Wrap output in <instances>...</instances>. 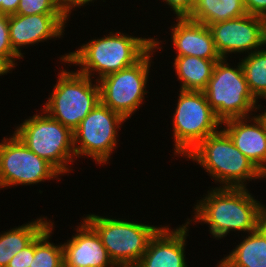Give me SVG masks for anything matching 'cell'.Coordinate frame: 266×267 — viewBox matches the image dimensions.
<instances>
[{"instance_id":"obj_31","label":"cell","mask_w":266,"mask_h":267,"mask_svg":"<svg viewBox=\"0 0 266 267\" xmlns=\"http://www.w3.org/2000/svg\"><path fill=\"white\" fill-rule=\"evenodd\" d=\"M9 73L11 72L0 62V76L2 77L3 75L4 77V75H7Z\"/></svg>"},{"instance_id":"obj_7","label":"cell","mask_w":266,"mask_h":267,"mask_svg":"<svg viewBox=\"0 0 266 267\" xmlns=\"http://www.w3.org/2000/svg\"><path fill=\"white\" fill-rule=\"evenodd\" d=\"M60 69L48 99L40 107L73 132L100 102V88L98 81L76 69Z\"/></svg>"},{"instance_id":"obj_5","label":"cell","mask_w":266,"mask_h":267,"mask_svg":"<svg viewBox=\"0 0 266 267\" xmlns=\"http://www.w3.org/2000/svg\"><path fill=\"white\" fill-rule=\"evenodd\" d=\"M22 123L14 125V133L36 155L50 163L62 176L73 173L76 161L73 132L40 108ZM74 162V163H73Z\"/></svg>"},{"instance_id":"obj_2","label":"cell","mask_w":266,"mask_h":267,"mask_svg":"<svg viewBox=\"0 0 266 267\" xmlns=\"http://www.w3.org/2000/svg\"><path fill=\"white\" fill-rule=\"evenodd\" d=\"M145 37L112 29L109 34L92 38L75 51L60 55L59 61L65 67L78 66L79 73L98 81L138 62L153 47V37Z\"/></svg>"},{"instance_id":"obj_9","label":"cell","mask_w":266,"mask_h":267,"mask_svg":"<svg viewBox=\"0 0 266 267\" xmlns=\"http://www.w3.org/2000/svg\"><path fill=\"white\" fill-rule=\"evenodd\" d=\"M170 125L173 132V154L184 157L201 141L221 128V121L207 102L204 91H178Z\"/></svg>"},{"instance_id":"obj_16","label":"cell","mask_w":266,"mask_h":267,"mask_svg":"<svg viewBox=\"0 0 266 267\" xmlns=\"http://www.w3.org/2000/svg\"><path fill=\"white\" fill-rule=\"evenodd\" d=\"M77 224L62 244L65 267H117L96 231L83 218Z\"/></svg>"},{"instance_id":"obj_13","label":"cell","mask_w":266,"mask_h":267,"mask_svg":"<svg viewBox=\"0 0 266 267\" xmlns=\"http://www.w3.org/2000/svg\"><path fill=\"white\" fill-rule=\"evenodd\" d=\"M72 14L9 15L10 42L13 51L23 60V49L49 40L64 38ZM62 37V38H61ZM58 38V39H57ZM36 44V45H35Z\"/></svg>"},{"instance_id":"obj_19","label":"cell","mask_w":266,"mask_h":267,"mask_svg":"<svg viewBox=\"0 0 266 267\" xmlns=\"http://www.w3.org/2000/svg\"><path fill=\"white\" fill-rule=\"evenodd\" d=\"M51 219L40 216L21 226L0 232V267H7L18 252L29 245L49 224Z\"/></svg>"},{"instance_id":"obj_20","label":"cell","mask_w":266,"mask_h":267,"mask_svg":"<svg viewBox=\"0 0 266 267\" xmlns=\"http://www.w3.org/2000/svg\"><path fill=\"white\" fill-rule=\"evenodd\" d=\"M172 66L179 82V90L204 91L219 60H206L195 56H174Z\"/></svg>"},{"instance_id":"obj_30","label":"cell","mask_w":266,"mask_h":267,"mask_svg":"<svg viewBox=\"0 0 266 267\" xmlns=\"http://www.w3.org/2000/svg\"><path fill=\"white\" fill-rule=\"evenodd\" d=\"M20 0H0V13L12 15L17 12Z\"/></svg>"},{"instance_id":"obj_10","label":"cell","mask_w":266,"mask_h":267,"mask_svg":"<svg viewBox=\"0 0 266 267\" xmlns=\"http://www.w3.org/2000/svg\"><path fill=\"white\" fill-rule=\"evenodd\" d=\"M125 122L120 114L99 102L73 131L76 161L87 157L101 167L109 164Z\"/></svg>"},{"instance_id":"obj_1","label":"cell","mask_w":266,"mask_h":267,"mask_svg":"<svg viewBox=\"0 0 266 267\" xmlns=\"http://www.w3.org/2000/svg\"><path fill=\"white\" fill-rule=\"evenodd\" d=\"M199 199L193 204L192 217L185 221L192 226L206 224L215 240L233 232L238 237L239 233L248 234L266 221V204L256 199L249 187H210Z\"/></svg>"},{"instance_id":"obj_6","label":"cell","mask_w":266,"mask_h":267,"mask_svg":"<svg viewBox=\"0 0 266 267\" xmlns=\"http://www.w3.org/2000/svg\"><path fill=\"white\" fill-rule=\"evenodd\" d=\"M84 214L82 218L96 231L117 267H135L147 250L149 241L163 225L125 218Z\"/></svg>"},{"instance_id":"obj_4","label":"cell","mask_w":266,"mask_h":267,"mask_svg":"<svg viewBox=\"0 0 266 267\" xmlns=\"http://www.w3.org/2000/svg\"><path fill=\"white\" fill-rule=\"evenodd\" d=\"M159 39L153 37V47L138 62L98 80L100 102L120 114L126 121L146 103L145 96L150 93L147 91V83L151 77L149 73L153 70L150 68L155 63L152 60L155 52L161 53L163 44H166L165 39Z\"/></svg>"},{"instance_id":"obj_17","label":"cell","mask_w":266,"mask_h":267,"mask_svg":"<svg viewBox=\"0 0 266 267\" xmlns=\"http://www.w3.org/2000/svg\"><path fill=\"white\" fill-rule=\"evenodd\" d=\"M168 27L171 33V47L175 56H195L206 60H220L211 30L207 25L190 20L188 17L175 18Z\"/></svg>"},{"instance_id":"obj_11","label":"cell","mask_w":266,"mask_h":267,"mask_svg":"<svg viewBox=\"0 0 266 267\" xmlns=\"http://www.w3.org/2000/svg\"><path fill=\"white\" fill-rule=\"evenodd\" d=\"M9 137V138H8ZM62 175L32 152L14 133L0 141V189L61 181ZM7 187V188H6Z\"/></svg>"},{"instance_id":"obj_24","label":"cell","mask_w":266,"mask_h":267,"mask_svg":"<svg viewBox=\"0 0 266 267\" xmlns=\"http://www.w3.org/2000/svg\"><path fill=\"white\" fill-rule=\"evenodd\" d=\"M19 15L35 14H70L62 0H20L17 12Z\"/></svg>"},{"instance_id":"obj_14","label":"cell","mask_w":266,"mask_h":267,"mask_svg":"<svg viewBox=\"0 0 266 267\" xmlns=\"http://www.w3.org/2000/svg\"><path fill=\"white\" fill-rule=\"evenodd\" d=\"M163 225L149 241L147 250L135 267H188L186 257L190 224L171 228Z\"/></svg>"},{"instance_id":"obj_26","label":"cell","mask_w":266,"mask_h":267,"mask_svg":"<svg viewBox=\"0 0 266 267\" xmlns=\"http://www.w3.org/2000/svg\"><path fill=\"white\" fill-rule=\"evenodd\" d=\"M197 0H162L164 5L173 11L175 18L189 17L194 10Z\"/></svg>"},{"instance_id":"obj_22","label":"cell","mask_w":266,"mask_h":267,"mask_svg":"<svg viewBox=\"0 0 266 267\" xmlns=\"http://www.w3.org/2000/svg\"><path fill=\"white\" fill-rule=\"evenodd\" d=\"M242 65L249 91L261 103L266 95V46L251 54L238 57ZM260 100V101H259Z\"/></svg>"},{"instance_id":"obj_18","label":"cell","mask_w":266,"mask_h":267,"mask_svg":"<svg viewBox=\"0 0 266 267\" xmlns=\"http://www.w3.org/2000/svg\"><path fill=\"white\" fill-rule=\"evenodd\" d=\"M241 237L242 240L220 260L227 267H266V221Z\"/></svg>"},{"instance_id":"obj_12","label":"cell","mask_w":266,"mask_h":267,"mask_svg":"<svg viewBox=\"0 0 266 267\" xmlns=\"http://www.w3.org/2000/svg\"><path fill=\"white\" fill-rule=\"evenodd\" d=\"M208 27L221 58L241 57L266 46V19L260 16L245 14Z\"/></svg>"},{"instance_id":"obj_29","label":"cell","mask_w":266,"mask_h":267,"mask_svg":"<svg viewBox=\"0 0 266 267\" xmlns=\"http://www.w3.org/2000/svg\"><path fill=\"white\" fill-rule=\"evenodd\" d=\"M65 8L71 14L74 10H79L81 7L91 6L92 3L97 2V0H62ZM103 2H106L103 0ZM91 3V4H89ZM79 8V9H78ZM73 11V12H72Z\"/></svg>"},{"instance_id":"obj_25","label":"cell","mask_w":266,"mask_h":267,"mask_svg":"<svg viewBox=\"0 0 266 267\" xmlns=\"http://www.w3.org/2000/svg\"><path fill=\"white\" fill-rule=\"evenodd\" d=\"M18 60L21 58L13 51L10 42L9 15L0 13V62L12 73Z\"/></svg>"},{"instance_id":"obj_8","label":"cell","mask_w":266,"mask_h":267,"mask_svg":"<svg viewBox=\"0 0 266 267\" xmlns=\"http://www.w3.org/2000/svg\"><path fill=\"white\" fill-rule=\"evenodd\" d=\"M229 58L216 62L204 93L207 102L221 121L256 114L259 102L249 91L242 65L228 63Z\"/></svg>"},{"instance_id":"obj_15","label":"cell","mask_w":266,"mask_h":267,"mask_svg":"<svg viewBox=\"0 0 266 267\" xmlns=\"http://www.w3.org/2000/svg\"><path fill=\"white\" fill-rule=\"evenodd\" d=\"M234 145L266 177V116L257 112L248 117L221 123Z\"/></svg>"},{"instance_id":"obj_3","label":"cell","mask_w":266,"mask_h":267,"mask_svg":"<svg viewBox=\"0 0 266 267\" xmlns=\"http://www.w3.org/2000/svg\"><path fill=\"white\" fill-rule=\"evenodd\" d=\"M184 158L202 167L218 185L213 187L247 188L252 180H266L222 128L206 137Z\"/></svg>"},{"instance_id":"obj_28","label":"cell","mask_w":266,"mask_h":267,"mask_svg":"<svg viewBox=\"0 0 266 267\" xmlns=\"http://www.w3.org/2000/svg\"><path fill=\"white\" fill-rule=\"evenodd\" d=\"M244 8L247 14L266 19V0H244Z\"/></svg>"},{"instance_id":"obj_23","label":"cell","mask_w":266,"mask_h":267,"mask_svg":"<svg viewBox=\"0 0 266 267\" xmlns=\"http://www.w3.org/2000/svg\"><path fill=\"white\" fill-rule=\"evenodd\" d=\"M54 223L56 222L51 220L50 224L35 238V254L30 267H65L62 243L55 244L51 240L55 230Z\"/></svg>"},{"instance_id":"obj_33","label":"cell","mask_w":266,"mask_h":267,"mask_svg":"<svg viewBox=\"0 0 266 267\" xmlns=\"http://www.w3.org/2000/svg\"><path fill=\"white\" fill-rule=\"evenodd\" d=\"M217 262L218 263L215 265L216 267H227L221 260L220 261L218 260Z\"/></svg>"},{"instance_id":"obj_21","label":"cell","mask_w":266,"mask_h":267,"mask_svg":"<svg viewBox=\"0 0 266 267\" xmlns=\"http://www.w3.org/2000/svg\"><path fill=\"white\" fill-rule=\"evenodd\" d=\"M245 14L244 0H197L188 18L208 26Z\"/></svg>"},{"instance_id":"obj_32","label":"cell","mask_w":266,"mask_h":267,"mask_svg":"<svg viewBox=\"0 0 266 267\" xmlns=\"http://www.w3.org/2000/svg\"><path fill=\"white\" fill-rule=\"evenodd\" d=\"M263 101H265L266 102V95L263 97V99H262ZM262 104H264V103H261V104H259V113L260 114H263V115H265L266 116V107L265 106H262ZM265 107V108H264ZM263 108V109H262ZM262 111V112H261Z\"/></svg>"},{"instance_id":"obj_27","label":"cell","mask_w":266,"mask_h":267,"mask_svg":"<svg viewBox=\"0 0 266 267\" xmlns=\"http://www.w3.org/2000/svg\"><path fill=\"white\" fill-rule=\"evenodd\" d=\"M35 254V239L9 261L7 267H30Z\"/></svg>"}]
</instances>
